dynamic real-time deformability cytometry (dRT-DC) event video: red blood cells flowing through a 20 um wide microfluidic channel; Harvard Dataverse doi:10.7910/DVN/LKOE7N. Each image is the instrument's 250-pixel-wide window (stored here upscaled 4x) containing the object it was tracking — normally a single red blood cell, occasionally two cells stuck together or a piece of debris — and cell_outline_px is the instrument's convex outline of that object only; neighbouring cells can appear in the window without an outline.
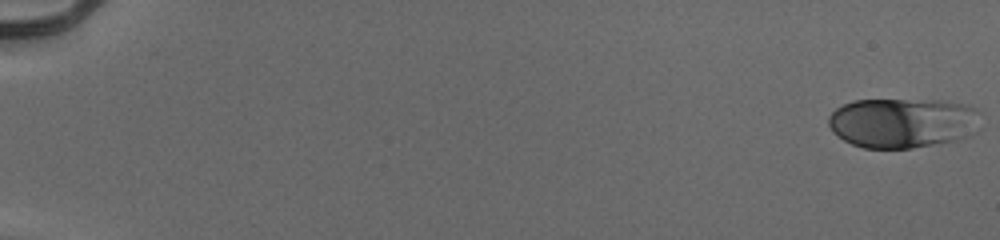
{"species": "human", "species_latin": "Homo sapiens", "temperature_condition": "cold", "stored_images_in_passage": 54, "camera_frame_rate_fps": 3000, "um_per_image_px": 0.085, "donor": {"sex": "male"}, "frame": {"image": 1, "passage_image": 1, "time_ms": 0.0, "image_size_px": [1000, 240], "cell_outline_px": [[972, 108], [968, 136], [952, 140], [912, 148], [864, 148], [852, 144], [844, 140], [828, 124], [828, 116], [836, 108], [852, 100], [940, 100], [960, 104]], "centroid_in_image_um": [76.51, 10.43], "position_along_channel_um": 8.5, "area_um2": 42.54}}
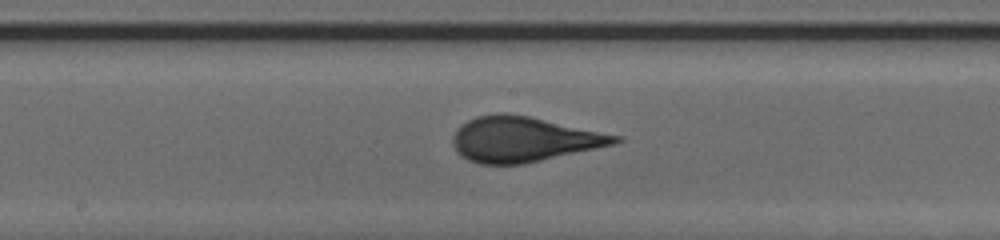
{"frame": {"image": 2, "passage_image": 31, "time_ms": 10.0, "image_size_px": [1000, 240], "cell_outline_px": [[624, 140], [616, 144], [524, 164], [480, 164], [468, 160], [452, 144], [452, 136], [468, 120], [476, 116], [500, 112], [504, 112], [528, 116], [620, 136]], "centroid_in_image_um": [44.52, 11.84], "position_along_channel_um": 203.7, "area_um2": 42.19}}
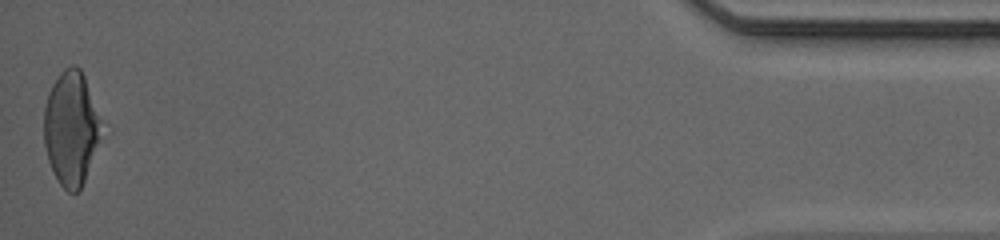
{"frame": {"image": 3, "passage_image": 54, "time_ms": 17.667, "image_size_px": [1000, 240], "cell_outline_px": [[100, 120], [96, 144], [84, 180], [80, 188], [76, 192], [68, 192], [60, 184], [48, 160], [44, 144], [44, 108], [48, 92], [52, 84], [60, 72], [64, 68], [72, 64], [76, 64], [80, 68], [84, 76]], "centroid_in_image_um": [5.98, 10.85], "position_along_channel_um": 429.2, "area_um2": 36.99}, "authors_computed_cell_mechanics": {"area_um2": 41.327, "velocity_mm_per_s": 3.9704, "shape_relaxation_time_tau1_ms": 4.5535, "shape_relaxation_time_tau2_ms": null, "deformation_change_tau1": 0.1814, "deformation_change_tau2": null}}